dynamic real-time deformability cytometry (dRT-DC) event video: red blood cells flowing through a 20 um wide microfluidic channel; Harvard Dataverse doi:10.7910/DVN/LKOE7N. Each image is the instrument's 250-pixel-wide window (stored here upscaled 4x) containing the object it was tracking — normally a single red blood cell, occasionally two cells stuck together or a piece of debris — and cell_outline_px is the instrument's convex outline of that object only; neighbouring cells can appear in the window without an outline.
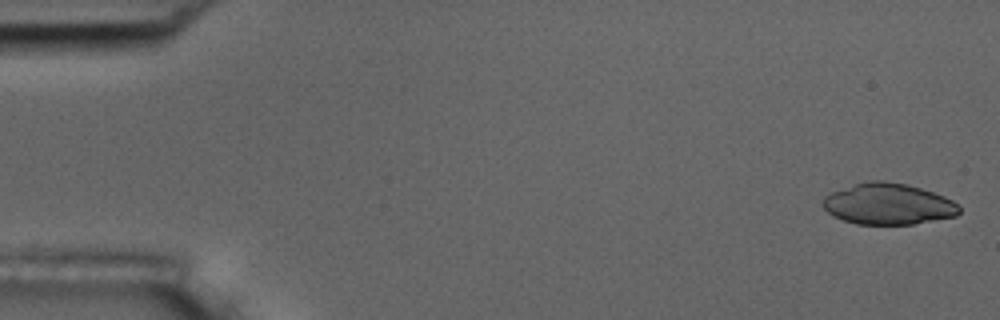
{"species": "common noctule bat (a hibernating species)", "species_latin": "Nyctalus noctula", "temperature_condition": "room temperature", "stored_images_in_passage": 5, "camera_frame_rate_fps": 3000, "um_per_image_px": 0.085, "animal": {"sex": "male", "body_mass_g": 17.5, "forearm_length_mm": 52.3}, "frame": {"image": 1, "passage_image": 1, "time_ms": 0.0, "image_size_px": [1000, 320], "cell_outline_px": [[960, 212], [956, 216], [912, 224], [856, 224], [844, 220], [828, 212], [820, 204], [824, 196], [832, 192], [856, 184], [872, 180], [884, 180], [908, 184], [944, 196], [952, 200], [960, 208]], "centroid_in_image_um": [75.49, 17.33], "position_along_channel_um": 9.5, "area_um2": 32.54}}